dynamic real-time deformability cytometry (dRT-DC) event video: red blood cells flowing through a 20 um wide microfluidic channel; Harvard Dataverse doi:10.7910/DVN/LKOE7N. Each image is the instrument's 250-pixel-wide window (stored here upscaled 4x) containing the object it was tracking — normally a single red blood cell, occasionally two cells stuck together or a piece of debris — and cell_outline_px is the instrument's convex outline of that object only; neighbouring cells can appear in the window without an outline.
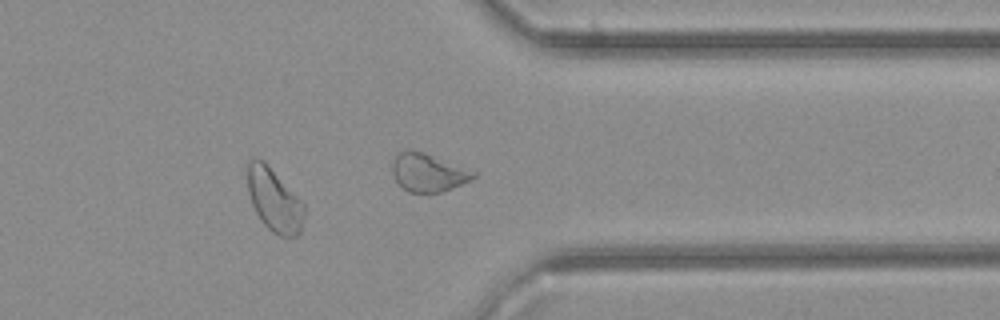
{"species": "common noctule bat (a hibernating species)", "species_latin": "Nyctalus noctula", "temperature_condition": "cold", "stored_images_in_passage": 24, "camera_frame_rate_fps": 3000, "um_per_image_px": 0.085, "animal": {"sex": "female", "body_mass_g": 21.9}, "frame": {"image": 1, "passage_image": 17, "time_ms": 5.333, "image_size_px": [1000, 320], "cell_outline_px": [[304, 216], [300, 232], [296, 236], [280, 236], [272, 232], [260, 220], [252, 204], [248, 192], [248, 160], [256, 156], [264, 160], [304, 204]], "centroid_in_image_um": [23.29, 16.99], "position_along_channel_um": 388.1, "area_um2": 20.75}}
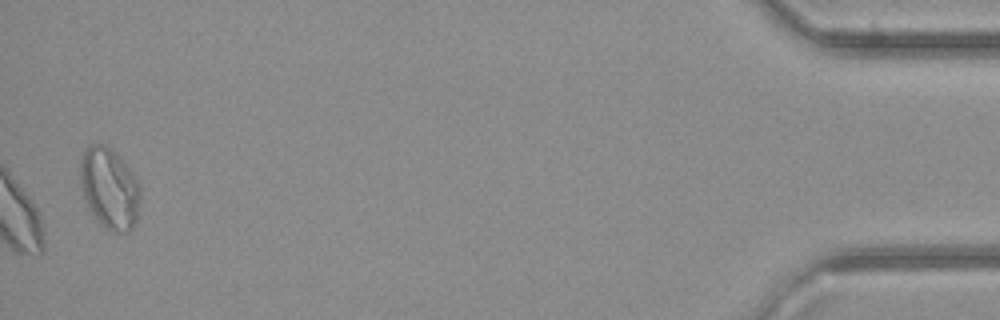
{"frame": {"image": 2, "passage_image": 24, "time_ms": 7.667, "image_size_px": [1000, 320], "cell_outline_px": [[140, 200], [136, 220], [132, 228], [128, 232], [112, 232], [100, 224], [92, 212], [84, 196], [80, 180], [80, 160], [88, 144], [104, 144], [120, 156], [124, 160], [140, 184]], "centroid_in_image_um": [9.32, 15.99], "position_along_channel_um": 425.9, "area_um2": 28.38}}